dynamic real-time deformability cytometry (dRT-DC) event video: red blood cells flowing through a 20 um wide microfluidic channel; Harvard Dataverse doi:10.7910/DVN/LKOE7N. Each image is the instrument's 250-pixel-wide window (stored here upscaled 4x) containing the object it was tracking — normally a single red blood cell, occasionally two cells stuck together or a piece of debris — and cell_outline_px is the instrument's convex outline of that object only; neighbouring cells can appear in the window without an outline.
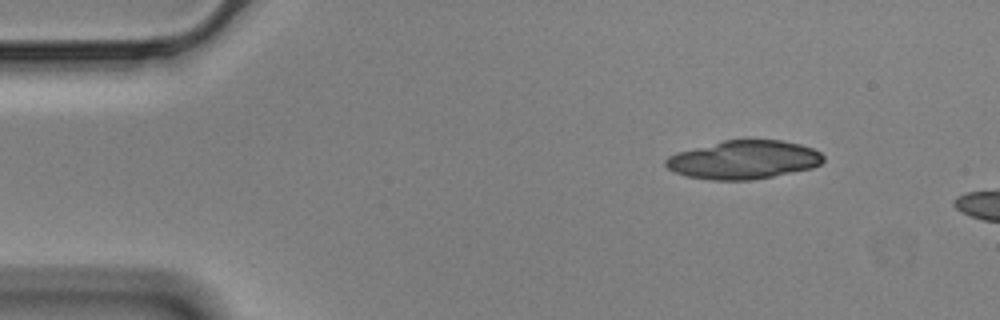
{"species": "Egyptian fruit bat (a non-hibernating species)", "species_latin": "Rousettus aegyptiacus", "temperature_condition": "cold", "stored_images_in_passage": 14, "camera_frame_rate_fps": 3000, "um_per_image_px": 0.085, "animal": {"sex": "male"}, "frame": {"image": 1, "passage_image": 1, "time_ms": 0.0, "image_size_px": [1000, 320], "cell_outline_px": [[824, 160], [820, 164], [812, 168], [752, 180], [712, 180], [684, 176], [672, 172], [664, 164], [664, 160], [668, 156], [676, 152], [724, 140], [780, 140], [800, 144], [812, 148], [820, 152], [824, 156]], "centroid_in_image_um": [63.17, 13.59], "position_along_channel_um": 21.8, "area_um2": 35.49}}